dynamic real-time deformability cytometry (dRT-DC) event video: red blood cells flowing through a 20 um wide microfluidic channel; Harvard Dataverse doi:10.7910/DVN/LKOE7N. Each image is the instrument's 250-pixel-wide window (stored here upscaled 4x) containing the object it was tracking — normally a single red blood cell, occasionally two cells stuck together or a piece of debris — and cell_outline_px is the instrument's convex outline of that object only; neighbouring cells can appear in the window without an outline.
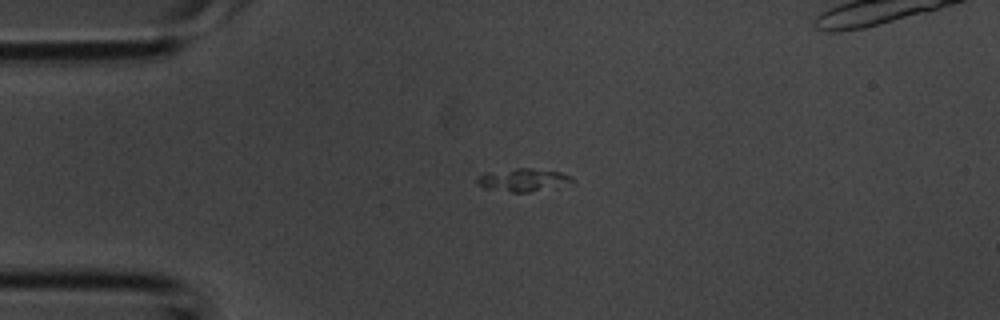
{"species": "common noctule bat (a hibernating species)", "species_latin": "Nyctalus noctula", "temperature_condition": "room temperature", "stored_images_in_passage": 32, "camera_frame_rate_fps": 3000, "um_per_image_px": 0.085, "animal": {"sex": "male", "body_mass_g": 20.1, "forearm_length_mm": 53.5}, "frame": {"image": 1, "passage_image": 1, "time_ms": 0.0, "image_size_px": [1000, 320], "cell_outline_px": [[576, 184], [556, 188], [528, 192], [512, 192], [484, 188], [476, 180], [484, 172], [516, 168], [528, 168], [560, 172], [572, 176]], "centroid_in_image_um": [44.57, 15.3], "position_along_channel_um": 40.4, "area_um2": 12.95}}
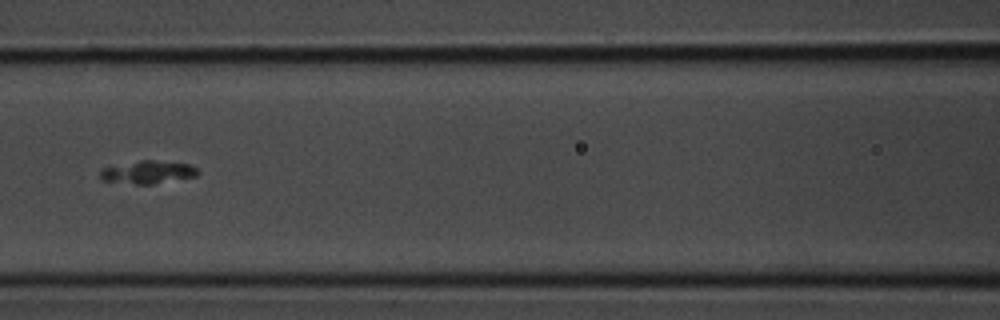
{"frame": {"image": 2, "passage_image": 9, "time_ms": 2.667, "image_size_px": [1000, 320], "cell_outline_px": [[200, 172], [196, 176], [152, 184], [136, 184], [100, 180], [100, 172], [104, 168], [140, 160], [152, 160], [188, 164], [196, 168]], "centroid_in_image_um": [12.57, 14.64], "position_along_channel_um": 154.0, "area_um2": 12.77}}
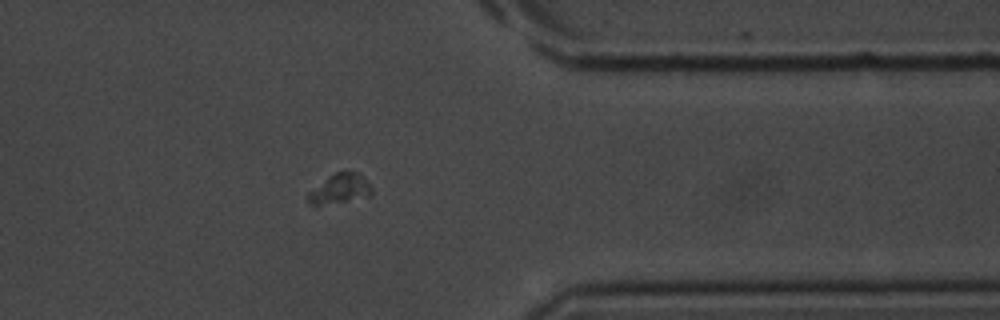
{"frame": {"image": 3, "passage_image": 23, "time_ms": 7.333, "image_size_px": [1000, 320], "cell_outline_px": [[372, 196], [320, 204], [308, 204], [308, 192], [336, 172], [344, 168], [356, 172], [372, 188]], "centroid_in_image_um": [28.91, 16.01], "position_along_channel_um": 382.5, "area_um2": 10.64}}